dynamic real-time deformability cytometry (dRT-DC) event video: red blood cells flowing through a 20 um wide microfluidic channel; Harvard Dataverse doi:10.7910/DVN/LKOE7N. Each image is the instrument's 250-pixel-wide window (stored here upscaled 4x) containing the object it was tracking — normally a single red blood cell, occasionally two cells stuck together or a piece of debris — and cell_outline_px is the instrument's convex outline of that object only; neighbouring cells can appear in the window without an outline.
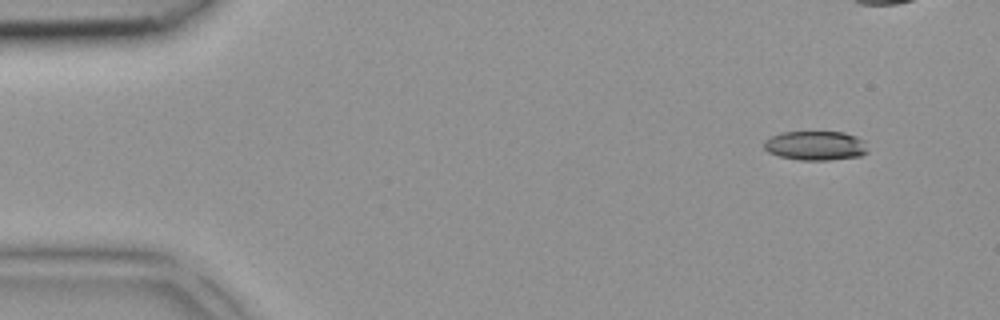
{"species": "common noctule bat (a hibernating species)", "species_latin": "Nyctalus noctula", "temperature_condition": "room temperature", "stored_images_in_passage": 4, "camera_frame_rate_fps": 3000, "um_per_image_px": 0.085, "animal": {"sex": "female", "body_mass_g": 18.4}, "frame": {"image": 1, "passage_image": 1, "time_ms": 0.0, "image_size_px": [1000, 320], "cell_outline_px": [[868, 152], [860, 156], [828, 160], [800, 160], [780, 156], [768, 152], [764, 148], [764, 140], [780, 132], [844, 132], [856, 136], [864, 140]], "centroid_in_image_um": [69.32, 12.37], "position_along_channel_um": 15.7, "area_um2": 17.74}}
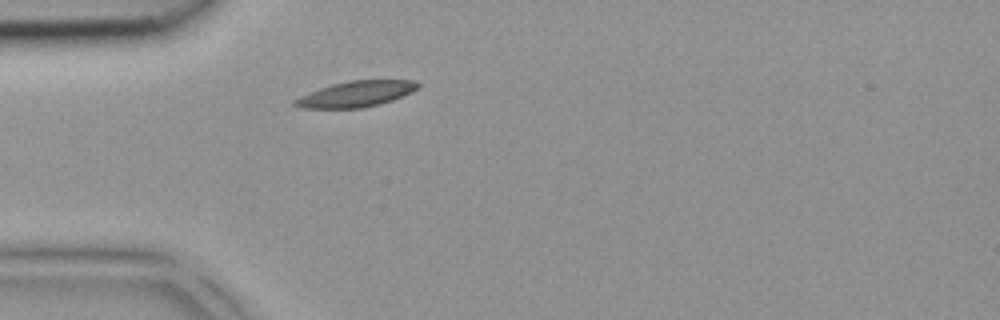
{"frame": {"image": 2, "passage_image": 4, "time_ms": 1.0, "image_size_px": [1000, 320], "cell_outline_px": [[420, 88], [412, 92], [392, 100], [380, 104], [360, 108], [300, 108], [292, 104], [292, 100], [300, 96], [320, 88], [332, 84], [348, 80], [412, 80], [420, 84]], "centroid_in_image_um": [30.26, 7.99], "position_along_channel_um": 54.7, "area_um2": 18.55}}